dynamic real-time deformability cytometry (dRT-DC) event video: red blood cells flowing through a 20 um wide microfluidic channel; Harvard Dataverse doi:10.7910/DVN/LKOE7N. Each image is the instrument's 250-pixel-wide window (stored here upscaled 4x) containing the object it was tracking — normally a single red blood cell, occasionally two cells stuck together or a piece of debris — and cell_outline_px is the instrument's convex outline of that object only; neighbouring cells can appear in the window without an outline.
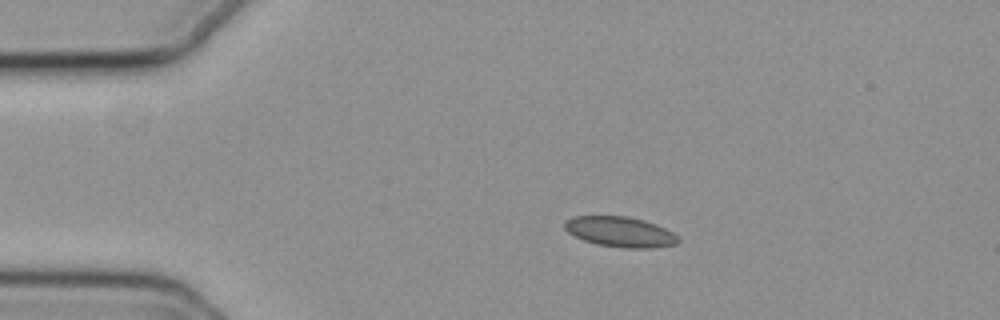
{"species": "common noctule bat (a hibernating species)", "species_latin": "Nyctalus noctula", "temperature_condition": "cold", "stored_images_in_passage": 4, "camera_frame_rate_fps": 3000, "um_per_image_px": 0.085, "animal": {"sex": "female", "body_mass_g": 19.3, "forearm_length_mm": 54.1}, "frame": {"image": 1, "passage_image": 1, "time_ms": 0.0, "image_size_px": [1000, 320], "cell_outline_px": [[680, 240], [676, 244], [652, 248], [624, 248], [596, 244], [584, 240], [568, 232], [564, 228], [564, 220], [572, 216], [624, 216], [644, 220], [656, 224], [680, 236]], "centroid_in_image_um": [52.72, 19.7], "position_along_channel_um": 32.3, "area_um2": 20.11}}